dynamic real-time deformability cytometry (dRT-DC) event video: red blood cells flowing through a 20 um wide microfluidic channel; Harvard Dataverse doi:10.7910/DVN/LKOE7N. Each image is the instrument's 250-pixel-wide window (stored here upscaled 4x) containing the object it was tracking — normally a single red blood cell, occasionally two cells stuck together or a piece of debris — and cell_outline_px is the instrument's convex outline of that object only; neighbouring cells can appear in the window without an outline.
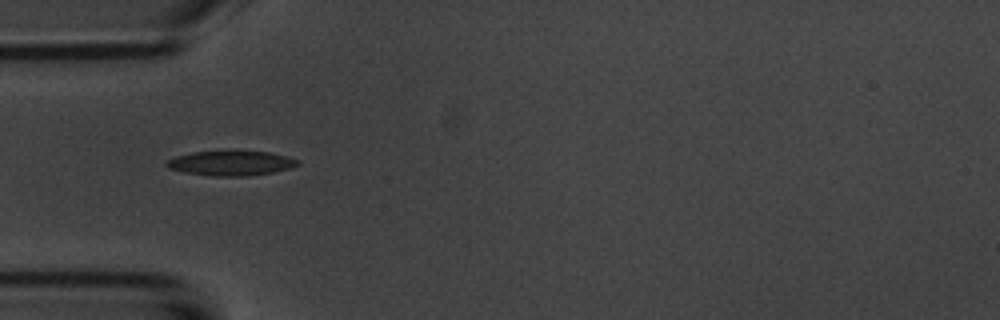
{"species": "common noctule bat (a hibernating species)", "species_latin": "Nyctalus noctula", "temperature_condition": "room temperature", "stored_images_in_passage": 20, "camera_frame_rate_fps": 3000, "um_per_image_px": 0.085, "animal": {"sex": "male", "body_mass_g": 20.1, "forearm_length_mm": 53.5}, "frame": {"image": 1, "passage_image": 1, "time_ms": 0.0, "image_size_px": [1000, 320], "cell_outline_px": [[300, 164], [288, 168], [272, 172], [248, 176], [212, 176], [184, 172], [168, 168], [164, 164], [168, 160], [176, 156], [192, 152], [228, 148], [268, 152], [300, 160]], "centroid_in_image_um": [19.59, 13.82], "position_along_channel_um": 65.4, "area_um2": 19.59}}
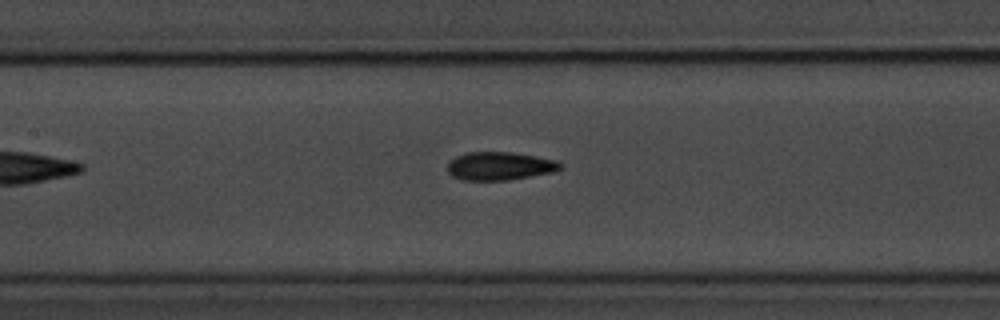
{"frame": {"image": 2, "passage_image": 9, "time_ms": 2.667, "image_size_px": [1000, 320], "cell_outline_px": [[564, 164], [560, 168], [552, 172], [508, 180], [464, 180], [452, 176], [448, 172], [448, 164], [456, 156], [468, 152], [508, 152], [556, 160]], "centroid_in_image_um": [42.46, 14.12], "position_along_channel_um": 164.9, "area_um2": 18.26}}
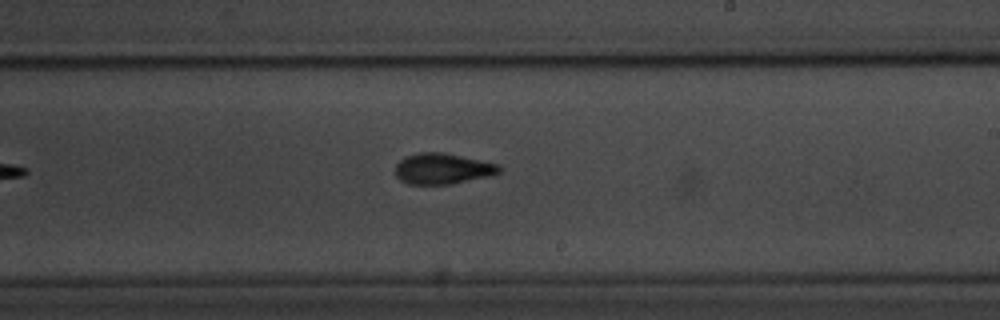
{"frame": {"image": 3, "passage_image": 16, "time_ms": 5.0, "image_size_px": [1000, 320], "cell_outline_px": [[500, 172], [492, 176], [448, 184], [408, 184], [400, 180], [396, 176], [396, 164], [400, 160], [408, 156], [420, 152], [444, 152], [496, 164], [500, 168]], "centroid_in_image_um": [37.6, 14.34], "position_along_channel_um": 251.4, "area_um2": 18.44}}